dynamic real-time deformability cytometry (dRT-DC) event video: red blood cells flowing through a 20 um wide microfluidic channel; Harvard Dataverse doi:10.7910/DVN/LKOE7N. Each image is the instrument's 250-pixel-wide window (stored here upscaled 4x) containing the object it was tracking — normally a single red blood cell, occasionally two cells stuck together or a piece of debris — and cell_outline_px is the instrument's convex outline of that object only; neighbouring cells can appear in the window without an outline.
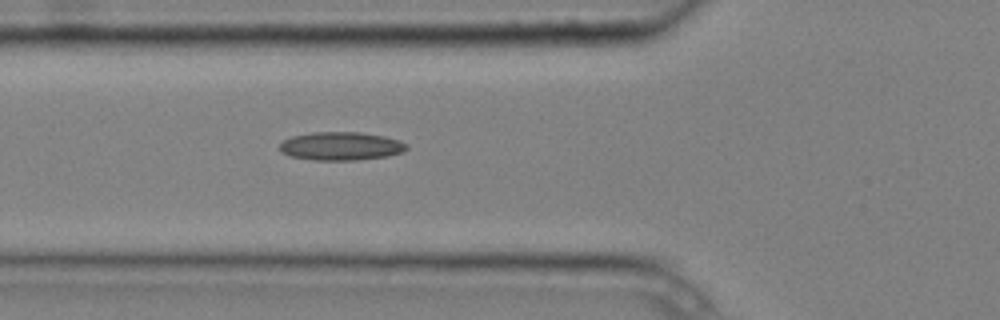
{"species": "common noctule bat (a hibernating species)", "species_latin": "Nyctalus noctula", "temperature_condition": "cold", "stored_images_in_passage": 7, "segment_of_instrument_passage": [1, 2], "camera_frame_rate_fps": 3000, "um_per_image_px": 0.085, "animal": {"sex": "male", "body_mass_g": 20.4}, "frame": {"image": 1, "passage_image": 6, "time_ms": 1.667, "image_size_px": [1000, 320], "cell_outline_px": [[408, 148], [400, 152], [388, 156], [356, 160], [312, 160], [292, 156], [280, 152], [280, 144], [284, 140], [292, 136], [312, 132], [360, 132], [384, 136], [400, 140], [408, 144]], "centroid_in_image_um": [28.99, 12.41], "position_along_channel_um": 96.8, "area_um2": 20.98}}